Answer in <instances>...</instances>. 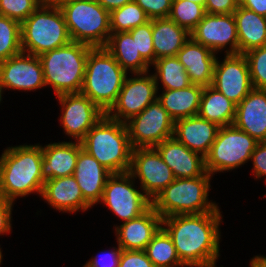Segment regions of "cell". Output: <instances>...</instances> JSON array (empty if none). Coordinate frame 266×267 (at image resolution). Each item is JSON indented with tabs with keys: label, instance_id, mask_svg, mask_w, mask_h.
<instances>
[{
	"label": "cell",
	"instance_id": "cell-3",
	"mask_svg": "<svg viewBox=\"0 0 266 267\" xmlns=\"http://www.w3.org/2000/svg\"><path fill=\"white\" fill-rule=\"evenodd\" d=\"M80 142L82 149L112 174L129 172L133 148L124 122L105 114Z\"/></svg>",
	"mask_w": 266,
	"mask_h": 267
},
{
	"label": "cell",
	"instance_id": "cell-14",
	"mask_svg": "<svg viewBox=\"0 0 266 267\" xmlns=\"http://www.w3.org/2000/svg\"><path fill=\"white\" fill-rule=\"evenodd\" d=\"M56 97L61 105L60 124L64 133L75 141L80 142L106 114L81 92L66 93Z\"/></svg>",
	"mask_w": 266,
	"mask_h": 267
},
{
	"label": "cell",
	"instance_id": "cell-16",
	"mask_svg": "<svg viewBox=\"0 0 266 267\" xmlns=\"http://www.w3.org/2000/svg\"><path fill=\"white\" fill-rule=\"evenodd\" d=\"M190 36L196 43L206 46L216 54L226 48V54H239L237 27L233 14L206 13Z\"/></svg>",
	"mask_w": 266,
	"mask_h": 267
},
{
	"label": "cell",
	"instance_id": "cell-5",
	"mask_svg": "<svg viewBox=\"0 0 266 267\" xmlns=\"http://www.w3.org/2000/svg\"><path fill=\"white\" fill-rule=\"evenodd\" d=\"M206 172L193 178H175L152 200V207L162 217L213 212L218 204L209 200L210 181Z\"/></svg>",
	"mask_w": 266,
	"mask_h": 267
},
{
	"label": "cell",
	"instance_id": "cell-24",
	"mask_svg": "<svg viewBox=\"0 0 266 267\" xmlns=\"http://www.w3.org/2000/svg\"><path fill=\"white\" fill-rule=\"evenodd\" d=\"M111 174L97 159L82 148L79 150L73 176L81 188L84 199L92 207L100 204L106 181Z\"/></svg>",
	"mask_w": 266,
	"mask_h": 267
},
{
	"label": "cell",
	"instance_id": "cell-29",
	"mask_svg": "<svg viewBox=\"0 0 266 267\" xmlns=\"http://www.w3.org/2000/svg\"><path fill=\"white\" fill-rule=\"evenodd\" d=\"M105 48L127 73L150 72V65L137 51L136 42L128 31L111 33Z\"/></svg>",
	"mask_w": 266,
	"mask_h": 267
},
{
	"label": "cell",
	"instance_id": "cell-11",
	"mask_svg": "<svg viewBox=\"0 0 266 267\" xmlns=\"http://www.w3.org/2000/svg\"><path fill=\"white\" fill-rule=\"evenodd\" d=\"M174 123L158 99L125 122L133 149L155 147L173 137Z\"/></svg>",
	"mask_w": 266,
	"mask_h": 267
},
{
	"label": "cell",
	"instance_id": "cell-46",
	"mask_svg": "<svg viewBox=\"0 0 266 267\" xmlns=\"http://www.w3.org/2000/svg\"><path fill=\"white\" fill-rule=\"evenodd\" d=\"M103 6L104 9L111 12L114 9L120 8L123 5L132 2L133 0H96Z\"/></svg>",
	"mask_w": 266,
	"mask_h": 267
},
{
	"label": "cell",
	"instance_id": "cell-13",
	"mask_svg": "<svg viewBox=\"0 0 266 267\" xmlns=\"http://www.w3.org/2000/svg\"><path fill=\"white\" fill-rule=\"evenodd\" d=\"M129 173L139 179L140 188L151 201L175 180L172 170L154 147L132 150Z\"/></svg>",
	"mask_w": 266,
	"mask_h": 267
},
{
	"label": "cell",
	"instance_id": "cell-12",
	"mask_svg": "<svg viewBox=\"0 0 266 267\" xmlns=\"http://www.w3.org/2000/svg\"><path fill=\"white\" fill-rule=\"evenodd\" d=\"M151 74L149 72L134 73L132 74L134 78L127 75L116 102L106 112V115L125 123L154 102L159 92L153 73Z\"/></svg>",
	"mask_w": 266,
	"mask_h": 267
},
{
	"label": "cell",
	"instance_id": "cell-35",
	"mask_svg": "<svg viewBox=\"0 0 266 267\" xmlns=\"http://www.w3.org/2000/svg\"><path fill=\"white\" fill-rule=\"evenodd\" d=\"M21 24L0 14V62L22 52Z\"/></svg>",
	"mask_w": 266,
	"mask_h": 267
},
{
	"label": "cell",
	"instance_id": "cell-28",
	"mask_svg": "<svg viewBox=\"0 0 266 267\" xmlns=\"http://www.w3.org/2000/svg\"><path fill=\"white\" fill-rule=\"evenodd\" d=\"M233 15L237 27L239 54L266 45V17L240 5Z\"/></svg>",
	"mask_w": 266,
	"mask_h": 267
},
{
	"label": "cell",
	"instance_id": "cell-25",
	"mask_svg": "<svg viewBox=\"0 0 266 267\" xmlns=\"http://www.w3.org/2000/svg\"><path fill=\"white\" fill-rule=\"evenodd\" d=\"M81 142H54L42 146V178L44 181L71 176L76 168Z\"/></svg>",
	"mask_w": 266,
	"mask_h": 267
},
{
	"label": "cell",
	"instance_id": "cell-17",
	"mask_svg": "<svg viewBox=\"0 0 266 267\" xmlns=\"http://www.w3.org/2000/svg\"><path fill=\"white\" fill-rule=\"evenodd\" d=\"M0 81L4 89L35 91L45 86L38 56L21 52L0 62Z\"/></svg>",
	"mask_w": 266,
	"mask_h": 267
},
{
	"label": "cell",
	"instance_id": "cell-50",
	"mask_svg": "<svg viewBox=\"0 0 266 267\" xmlns=\"http://www.w3.org/2000/svg\"><path fill=\"white\" fill-rule=\"evenodd\" d=\"M77 1H93V0H59L58 2H77Z\"/></svg>",
	"mask_w": 266,
	"mask_h": 267
},
{
	"label": "cell",
	"instance_id": "cell-27",
	"mask_svg": "<svg viewBox=\"0 0 266 267\" xmlns=\"http://www.w3.org/2000/svg\"><path fill=\"white\" fill-rule=\"evenodd\" d=\"M152 37L155 60H157L162 57L176 56L191 36L186 29L167 17L152 19Z\"/></svg>",
	"mask_w": 266,
	"mask_h": 267
},
{
	"label": "cell",
	"instance_id": "cell-37",
	"mask_svg": "<svg viewBox=\"0 0 266 267\" xmlns=\"http://www.w3.org/2000/svg\"><path fill=\"white\" fill-rule=\"evenodd\" d=\"M42 3L41 0H0V14L21 24Z\"/></svg>",
	"mask_w": 266,
	"mask_h": 267
},
{
	"label": "cell",
	"instance_id": "cell-18",
	"mask_svg": "<svg viewBox=\"0 0 266 267\" xmlns=\"http://www.w3.org/2000/svg\"><path fill=\"white\" fill-rule=\"evenodd\" d=\"M114 226L116 242L122 250H145L162 227V217L151 206L139 217Z\"/></svg>",
	"mask_w": 266,
	"mask_h": 267
},
{
	"label": "cell",
	"instance_id": "cell-40",
	"mask_svg": "<svg viewBox=\"0 0 266 267\" xmlns=\"http://www.w3.org/2000/svg\"><path fill=\"white\" fill-rule=\"evenodd\" d=\"M118 267H155L145 250H122Z\"/></svg>",
	"mask_w": 266,
	"mask_h": 267
},
{
	"label": "cell",
	"instance_id": "cell-4",
	"mask_svg": "<svg viewBox=\"0 0 266 267\" xmlns=\"http://www.w3.org/2000/svg\"><path fill=\"white\" fill-rule=\"evenodd\" d=\"M93 47L71 41L40 54L45 86H51L56 96L81 92L86 62Z\"/></svg>",
	"mask_w": 266,
	"mask_h": 267
},
{
	"label": "cell",
	"instance_id": "cell-8",
	"mask_svg": "<svg viewBox=\"0 0 266 267\" xmlns=\"http://www.w3.org/2000/svg\"><path fill=\"white\" fill-rule=\"evenodd\" d=\"M72 41L105 47L111 34L110 12L96 0L57 2Z\"/></svg>",
	"mask_w": 266,
	"mask_h": 267
},
{
	"label": "cell",
	"instance_id": "cell-2",
	"mask_svg": "<svg viewBox=\"0 0 266 267\" xmlns=\"http://www.w3.org/2000/svg\"><path fill=\"white\" fill-rule=\"evenodd\" d=\"M42 145H18L7 147L0 156V195L2 199L15 202L17 198L32 193L41 196Z\"/></svg>",
	"mask_w": 266,
	"mask_h": 267
},
{
	"label": "cell",
	"instance_id": "cell-51",
	"mask_svg": "<svg viewBox=\"0 0 266 267\" xmlns=\"http://www.w3.org/2000/svg\"><path fill=\"white\" fill-rule=\"evenodd\" d=\"M43 3H57L59 0H41Z\"/></svg>",
	"mask_w": 266,
	"mask_h": 267
},
{
	"label": "cell",
	"instance_id": "cell-32",
	"mask_svg": "<svg viewBox=\"0 0 266 267\" xmlns=\"http://www.w3.org/2000/svg\"><path fill=\"white\" fill-rule=\"evenodd\" d=\"M145 252L155 267H184L178 258L171 236L163 227L148 243Z\"/></svg>",
	"mask_w": 266,
	"mask_h": 267
},
{
	"label": "cell",
	"instance_id": "cell-20",
	"mask_svg": "<svg viewBox=\"0 0 266 267\" xmlns=\"http://www.w3.org/2000/svg\"><path fill=\"white\" fill-rule=\"evenodd\" d=\"M41 198L59 212L87 211L92 206L84 199L73 175L49 179L44 182Z\"/></svg>",
	"mask_w": 266,
	"mask_h": 267
},
{
	"label": "cell",
	"instance_id": "cell-52",
	"mask_svg": "<svg viewBox=\"0 0 266 267\" xmlns=\"http://www.w3.org/2000/svg\"><path fill=\"white\" fill-rule=\"evenodd\" d=\"M2 259H3V255H2L1 248H0V265L2 264Z\"/></svg>",
	"mask_w": 266,
	"mask_h": 267
},
{
	"label": "cell",
	"instance_id": "cell-26",
	"mask_svg": "<svg viewBox=\"0 0 266 267\" xmlns=\"http://www.w3.org/2000/svg\"><path fill=\"white\" fill-rule=\"evenodd\" d=\"M203 88V86L191 84L183 89H163L162 93L157 95V99L170 117L176 121L198 115Z\"/></svg>",
	"mask_w": 266,
	"mask_h": 267
},
{
	"label": "cell",
	"instance_id": "cell-22",
	"mask_svg": "<svg viewBox=\"0 0 266 267\" xmlns=\"http://www.w3.org/2000/svg\"><path fill=\"white\" fill-rule=\"evenodd\" d=\"M219 128L216 123L195 115L176 120L173 137L205 158L216 139Z\"/></svg>",
	"mask_w": 266,
	"mask_h": 267
},
{
	"label": "cell",
	"instance_id": "cell-19",
	"mask_svg": "<svg viewBox=\"0 0 266 267\" xmlns=\"http://www.w3.org/2000/svg\"><path fill=\"white\" fill-rule=\"evenodd\" d=\"M154 148L172 170L175 178H193L206 173L205 158L174 137L164 140Z\"/></svg>",
	"mask_w": 266,
	"mask_h": 267
},
{
	"label": "cell",
	"instance_id": "cell-45",
	"mask_svg": "<svg viewBox=\"0 0 266 267\" xmlns=\"http://www.w3.org/2000/svg\"><path fill=\"white\" fill-rule=\"evenodd\" d=\"M239 5L266 17V0H239Z\"/></svg>",
	"mask_w": 266,
	"mask_h": 267
},
{
	"label": "cell",
	"instance_id": "cell-31",
	"mask_svg": "<svg viewBox=\"0 0 266 267\" xmlns=\"http://www.w3.org/2000/svg\"><path fill=\"white\" fill-rule=\"evenodd\" d=\"M152 67L155 71L153 76L157 90L160 89V86H158L160 81L163 86L162 89L167 90L183 89L192 84L184 65L176 56L159 58L155 60Z\"/></svg>",
	"mask_w": 266,
	"mask_h": 267
},
{
	"label": "cell",
	"instance_id": "cell-7",
	"mask_svg": "<svg viewBox=\"0 0 266 267\" xmlns=\"http://www.w3.org/2000/svg\"><path fill=\"white\" fill-rule=\"evenodd\" d=\"M22 52L39 56L72 41L56 3H42L21 23Z\"/></svg>",
	"mask_w": 266,
	"mask_h": 267
},
{
	"label": "cell",
	"instance_id": "cell-39",
	"mask_svg": "<svg viewBox=\"0 0 266 267\" xmlns=\"http://www.w3.org/2000/svg\"><path fill=\"white\" fill-rule=\"evenodd\" d=\"M151 19L167 18L171 12L172 0H134Z\"/></svg>",
	"mask_w": 266,
	"mask_h": 267
},
{
	"label": "cell",
	"instance_id": "cell-9",
	"mask_svg": "<svg viewBox=\"0 0 266 267\" xmlns=\"http://www.w3.org/2000/svg\"><path fill=\"white\" fill-rule=\"evenodd\" d=\"M258 141L234 124L220 127L208 155L205 157L206 172H229L251 159Z\"/></svg>",
	"mask_w": 266,
	"mask_h": 267
},
{
	"label": "cell",
	"instance_id": "cell-49",
	"mask_svg": "<svg viewBox=\"0 0 266 267\" xmlns=\"http://www.w3.org/2000/svg\"><path fill=\"white\" fill-rule=\"evenodd\" d=\"M3 92H4V86H3V84L0 81V103H1V100H2V94H3Z\"/></svg>",
	"mask_w": 266,
	"mask_h": 267
},
{
	"label": "cell",
	"instance_id": "cell-36",
	"mask_svg": "<svg viewBox=\"0 0 266 267\" xmlns=\"http://www.w3.org/2000/svg\"><path fill=\"white\" fill-rule=\"evenodd\" d=\"M250 70L253 88L266 90V45L244 53Z\"/></svg>",
	"mask_w": 266,
	"mask_h": 267
},
{
	"label": "cell",
	"instance_id": "cell-15",
	"mask_svg": "<svg viewBox=\"0 0 266 267\" xmlns=\"http://www.w3.org/2000/svg\"><path fill=\"white\" fill-rule=\"evenodd\" d=\"M212 87L236 105L253 89L247 58L244 54H225L215 63Z\"/></svg>",
	"mask_w": 266,
	"mask_h": 267
},
{
	"label": "cell",
	"instance_id": "cell-41",
	"mask_svg": "<svg viewBox=\"0 0 266 267\" xmlns=\"http://www.w3.org/2000/svg\"><path fill=\"white\" fill-rule=\"evenodd\" d=\"M118 247H113L112 249L108 250L109 252L103 251L100 255L92 257L89 261L84 264L85 267H118L120 254L122 252V248L117 245ZM103 253V254H102Z\"/></svg>",
	"mask_w": 266,
	"mask_h": 267
},
{
	"label": "cell",
	"instance_id": "cell-42",
	"mask_svg": "<svg viewBox=\"0 0 266 267\" xmlns=\"http://www.w3.org/2000/svg\"><path fill=\"white\" fill-rule=\"evenodd\" d=\"M253 168L252 174L255 179H261L266 177V141L258 142L254 152L251 155ZM254 172V173H253ZM266 183V178H265Z\"/></svg>",
	"mask_w": 266,
	"mask_h": 267
},
{
	"label": "cell",
	"instance_id": "cell-6",
	"mask_svg": "<svg viewBox=\"0 0 266 267\" xmlns=\"http://www.w3.org/2000/svg\"><path fill=\"white\" fill-rule=\"evenodd\" d=\"M128 73L105 47L89 51L81 93L105 113L116 102Z\"/></svg>",
	"mask_w": 266,
	"mask_h": 267
},
{
	"label": "cell",
	"instance_id": "cell-23",
	"mask_svg": "<svg viewBox=\"0 0 266 267\" xmlns=\"http://www.w3.org/2000/svg\"><path fill=\"white\" fill-rule=\"evenodd\" d=\"M192 84L207 87L212 84L217 54L196 43L191 37L177 52Z\"/></svg>",
	"mask_w": 266,
	"mask_h": 267
},
{
	"label": "cell",
	"instance_id": "cell-48",
	"mask_svg": "<svg viewBox=\"0 0 266 267\" xmlns=\"http://www.w3.org/2000/svg\"><path fill=\"white\" fill-rule=\"evenodd\" d=\"M188 1H193L195 3H198L200 5H203L205 7L206 0H188Z\"/></svg>",
	"mask_w": 266,
	"mask_h": 267
},
{
	"label": "cell",
	"instance_id": "cell-43",
	"mask_svg": "<svg viewBox=\"0 0 266 267\" xmlns=\"http://www.w3.org/2000/svg\"><path fill=\"white\" fill-rule=\"evenodd\" d=\"M239 7V0H206L205 11L208 14H233Z\"/></svg>",
	"mask_w": 266,
	"mask_h": 267
},
{
	"label": "cell",
	"instance_id": "cell-30",
	"mask_svg": "<svg viewBox=\"0 0 266 267\" xmlns=\"http://www.w3.org/2000/svg\"><path fill=\"white\" fill-rule=\"evenodd\" d=\"M198 115L219 127L232 125L236 104L211 85L203 88Z\"/></svg>",
	"mask_w": 266,
	"mask_h": 267
},
{
	"label": "cell",
	"instance_id": "cell-38",
	"mask_svg": "<svg viewBox=\"0 0 266 267\" xmlns=\"http://www.w3.org/2000/svg\"><path fill=\"white\" fill-rule=\"evenodd\" d=\"M128 32L136 42L137 51H139L142 58L151 66L155 62L152 37V19Z\"/></svg>",
	"mask_w": 266,
	"mask_h": 267
},
{
	"label": "cell",
	"instance_id": "cell-1",
	"mask_svg": "<svg viewBox=\"0 0 266 267\" xmlns=\"http://www.w3.org/2000/svg\"><path fill=\"white\" fill-rule=\"evenodd\" d=\"M222 218L219 206L213 212L162 218L184 267H216Z\"/></svg>",
	"mask_w": 266,
	"mask_h": 267
},
{
	"label": "cell",
	"instance_id": "cell-44",
	"mask_svg": "<svg viewBox=\"0 0 266 267\" xmlns=\"http://www.w3.org/2000/svg\"><path fill=\"white\" fill-rule=\"evenodd\" d=\"M14 202L3 199L0 202V236L11 233L12 229V210Z\"/></svg>",
	"mask_w": 266,
	"mask_h": 267
},
{
	"label": "cell",
	"instance_id": "cell-33",
	"mask_svg": "<svg viewBox=\"0 0 266 267\" xmlns=\"http://www.w3.org/2000/svg\"><path fill=\"white\" fill-rule=\"evenodd\" d=\"M149 20L144 10L133 0L110 12L111 33L130 31Z\"/></svg>",
	"mask_w": 266,
	"mask_h": 267
},
{
	"label": "cell",
	"instance_id": "cell-10",
	"mask_svg": "<svg viewBox=\"0 0 266 267\" xmlns=\"http://www.w3.org/2000/svg\"><path fill=\"white\" fill-rule=\"evenodd\" d=\"M134 184L129 172L113 173L106 181L100 201L124 222L139 217L152 206V201Z\"/></svg>",
	"mask_w": 266,
	"mask_h": 267
},
{
	"label": "cell",
	"instance_id": "cell-21",
	"mask_svg": "<svg viewBox=\"0 0 266 267\" xmlns=\"http://www.w3.org/2000/svg\"><path fill=\"white\" fill-rule=\"evenodd\" d=\"M233 124L258 142L266 141V90L253 88L236 105Z\"/></svg>",
	"mask_w": 266,
	"mask_h": 267
},
{
	"label": "cell",
	"instance_id": "cell-34",
	"mask_svg": "<svg viewBox=\"0 0 266 267\" xmlns=\"http://www.w3.org/2000/svg\"><path fill=\"white\" fill-rule=\"evenodd\" d=\"M205 14L203 5L188 0H172L169 18L191 33Z\"/></svg>",
	"mask_w": 266,
	"mask_h": 267
},
{
	"label": "cell",
	"instance_id": "cell-47",
	"mask_svg": "<svg viewBox=\"0 0 266 267\" xmlns=\"http://www.w3.org/2000/svg\"><path fill=\"white\" fill-rule=\"evenodd\" d=\"M250 267H266V256L256 255L250 260Z\"/></svg>",
	"mask_w": 266,
	"mask_h": 267
}]
</instances>
